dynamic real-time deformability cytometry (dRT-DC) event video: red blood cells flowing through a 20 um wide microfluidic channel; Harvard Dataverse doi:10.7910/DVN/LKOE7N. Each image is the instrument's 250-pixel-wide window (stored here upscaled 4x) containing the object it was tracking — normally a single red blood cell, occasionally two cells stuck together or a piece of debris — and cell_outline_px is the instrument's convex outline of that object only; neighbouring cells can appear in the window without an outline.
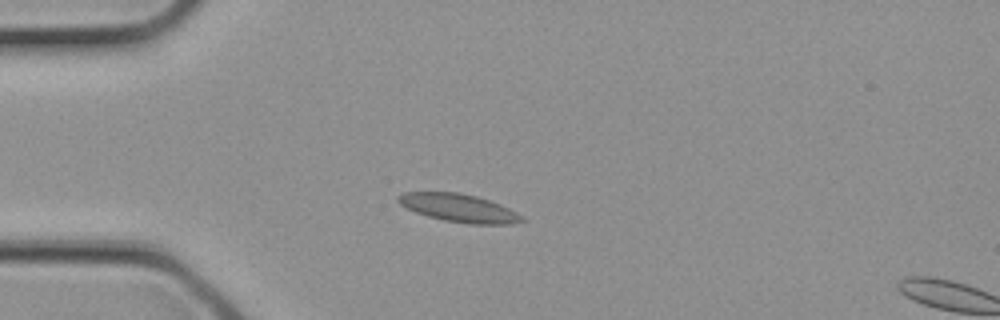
{"species": "common noctule bat (a hibernating species)", "species_latin": "Nyctalus noctula", "temperature_condition": "cold", "stored_images_in_passage": 1, "camera_frame_rate_fps": 3000, "um_per_image_px": 0.085, "animal": {"sex": "female", "body_mass_g": 21.9}, "frame": {"image": 1, "passage_image": 1, "time_ms": 0.0, "image_size_px": [1000, 320], "cell_outline_px": [[528, 220], [512, 224], [468, 224], [444, 220], [428, 216], [416, 212], [400, 204], [396, 200], [396, 196], [404, 192], [456, 192], [476, 196], [500, 204], [524, 216]], "centroid_in_image_um": [39.03, 17.68], "position_along_channel_um": 46.0, "area_um2": 20.23}}